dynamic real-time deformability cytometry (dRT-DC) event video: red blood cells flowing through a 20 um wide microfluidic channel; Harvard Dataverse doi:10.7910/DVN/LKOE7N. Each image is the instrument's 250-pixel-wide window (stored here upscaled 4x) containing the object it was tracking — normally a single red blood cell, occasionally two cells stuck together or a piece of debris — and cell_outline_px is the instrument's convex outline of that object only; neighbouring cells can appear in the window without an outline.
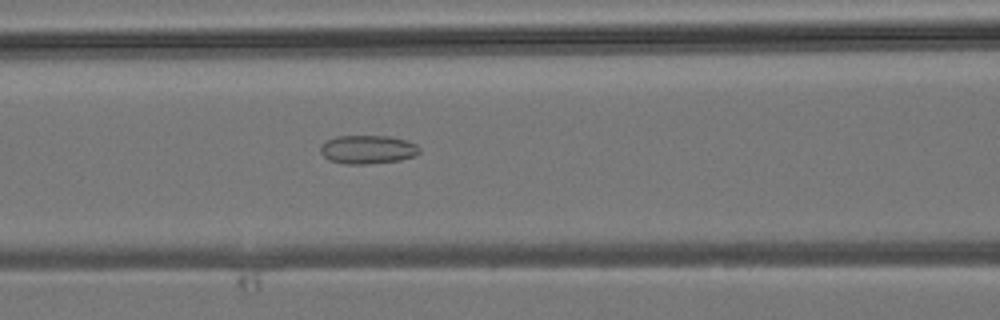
{"species": "common noctule bat (a hibernating species)", "species_latin": "Nyctalus noctula", "temperature_condition": "room temperature", "stored_images_in_passage": 35, "camera_frame_rate_fps": 3000, "um_per_image_px": 0.085, "animal": {"sex": "male", "body_mass_g": 19.2, "forearm_length_mm": 51.8}, "frame": {"image": 1, "passage_image": 10, "time_ms": 3.0, "image_size_px": [1000, 320], "cell_outline_px": [[420, 152], [416, 156], [400, 160], [368, 164], [344, 164], [328, 160], [320, 152], [320, 144], [336, 136], [388, 136], [404, 140], [416, 144], [420, 148]], "centroid_in_image_um": [31.24, 12.71], "position_along_channel_um": 135.4, "area_um2": 16.59}}
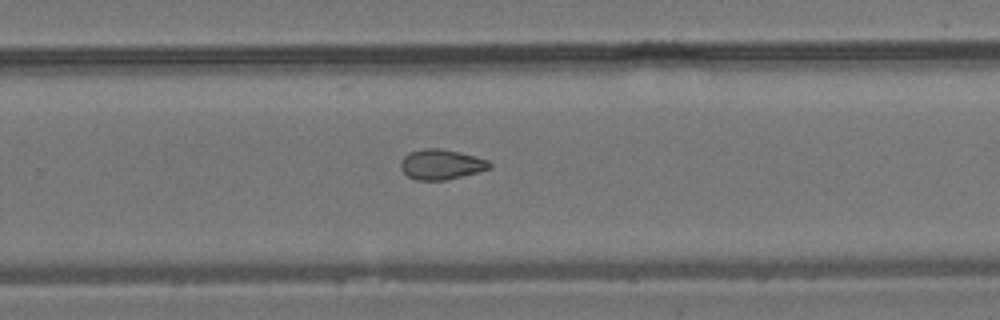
{"frame": {"image": 2, "passage_image": 20, "time_ms": 6.333, "image_size_px": [1000, 320], "cell_outline_px": [[492, 168], [448, 180], [416, 180], [408, 176], [400, 168], [400, 160], [408, 152], [424, 148], [440, 148], [460, 152], [488, 160], [492, 164]], "centroid_in_image_um": [37.49, 13.97], "position_along_channel_um": 292.3, "area_um2": 15.78}}
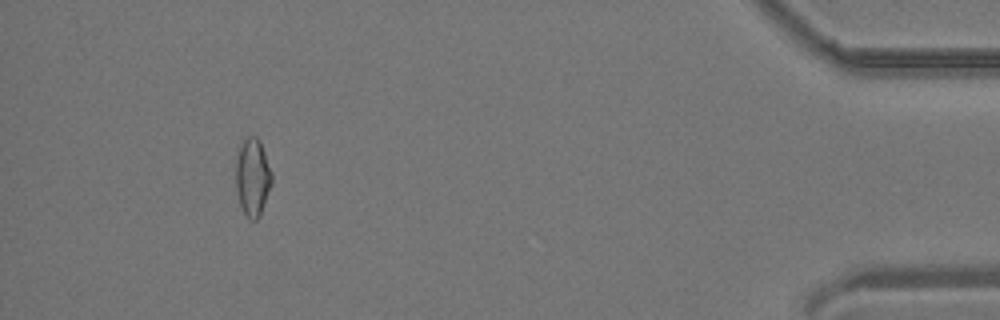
{"frame": {"image": 3, "passage_image": 32, "time_ms": 10.333, "image_size_px": [1000, 320], "cell_outline_px": [[272, 184], [260, 216], [256, 220], [248, 220], [240, 204], [236, 192], [236, 160], [240, 148], [244, 140], [248, 136], [256, 136], [260, 140], [272, 172]], "centroid_in_image_um": [21.48, 15.09], "position_along_channel_um": 413.7, "area_um2": 16.36}}